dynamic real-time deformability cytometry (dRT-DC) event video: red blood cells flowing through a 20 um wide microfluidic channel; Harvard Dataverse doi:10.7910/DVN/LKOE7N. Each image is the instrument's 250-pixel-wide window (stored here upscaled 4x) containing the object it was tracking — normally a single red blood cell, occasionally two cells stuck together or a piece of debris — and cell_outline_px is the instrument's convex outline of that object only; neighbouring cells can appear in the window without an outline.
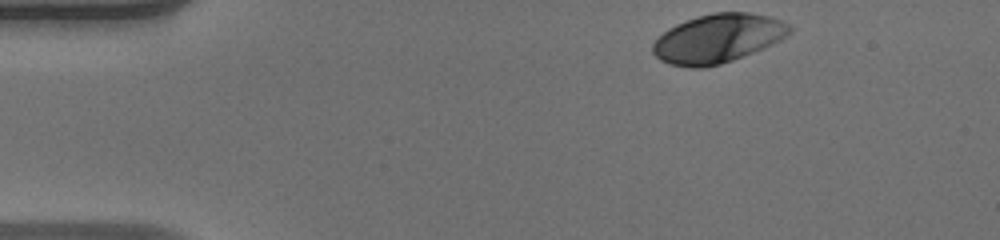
{"species": "human", "species_latin": "Homo sapiens", "temperature_condition": "warm", "stored_images_in_passage": 36, "camera_frame_rate_fps": 3000, "um_per_image_px": 0.085, "donor": {"sex": "male"}, "frame": {"image": 1, "passage_image": 1, "time_ms": 0.0, "image_size_px": [1000, 240], "cell_outline_px": [[792, 32], [780, 40], [764, 48], [732, 60], [720, 64], [704, 68], [688, 68], [668, 64], [660, 60], [652, 52], [652, 44], [668, 28], [676, 24], [696, 16], [712, 12], [748, 12], [768, 16], [780, 20], [788, 24], [792, 28]], "centroid_in_image_um": [61.0, 3.27], "position_along_channel_um": 24.0, "area_um2": 39.02}}
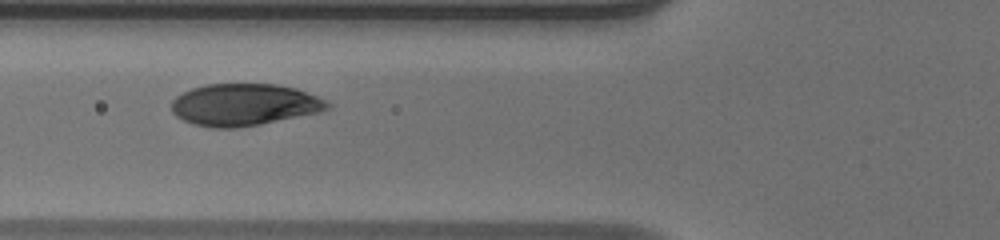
{"frame": {"image": 2, "passage_image": 13, "time_ms": 4.0, "image_size_px": [1000, 240], "cell_outline_px": [[332, 104], [328, 108], [320, 112], [260, 124], [232, 128], [212, 128], [196, 124], [184, 120], [176, 116], [172, 112], [172, 100], [176, 96], [192, 88], [204, 84], [276, 84], [296, 88], [328, 100]], "centroid_in_image_um": [20.77, 8.89], "position_along_channel_um": 105.0, "area_um2": 38.09}}
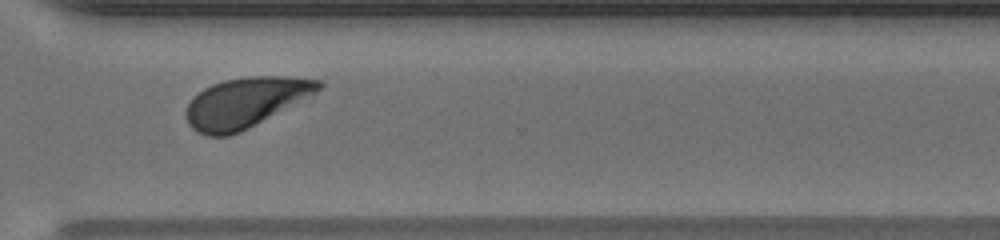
{"frame": {"image": 3, "passage_image": 31, "time_ms": 10.0, "image_size_px": [1000, 240], "cell_outline_px": [[324, 84], [316, 92], [248, 128], [240, 132], [228, 136], [208, 136], [196, 132], [188, 124], [184, 112], [192, 96], [204, 88], [212, 84], [224, 80], [248, 76], [288, 76], [320, 80]], "centroid_in_image_um": [20.79, 8.71], "position_along_channel_um": 349.8, "area_um2": 38.38}, "authors_computed_cell_mechanics": {"area_um2": 38.8416, "velocity_mm_per_s": 4.0717, "shape_relaxation_time_tau1_ms": 1.8971, "shape_relaxation_time_tau2_ms": null, "deformation_change_tau1": 0.1544, "deformation_change_tau2": null}}